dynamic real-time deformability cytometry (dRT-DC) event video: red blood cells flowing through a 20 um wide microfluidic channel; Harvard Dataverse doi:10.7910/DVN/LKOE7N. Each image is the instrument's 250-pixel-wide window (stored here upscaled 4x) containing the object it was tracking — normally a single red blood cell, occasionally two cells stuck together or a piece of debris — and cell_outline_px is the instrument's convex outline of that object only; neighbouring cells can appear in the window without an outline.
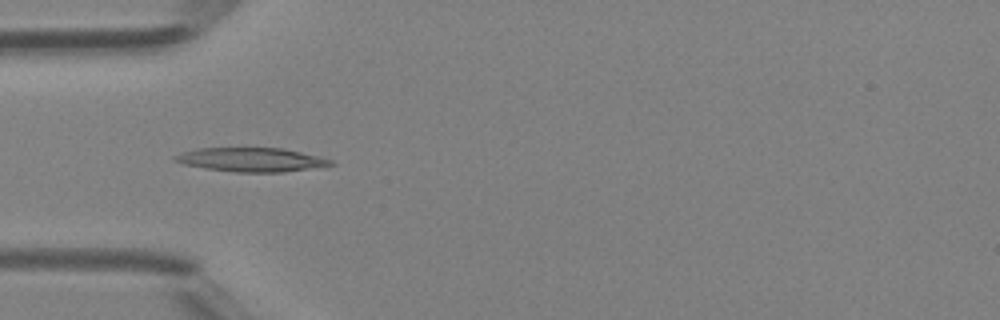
{"species": "Egyptian fruit bat (a non-hibernating species)", "species_latin": "Rousettus aegyptiacus", "temperature_condition": "room temperature", "stored_images_in_passage": 33, "camera_frame_rate_fps": 3000, "um_per_image_px": 0.085, "animal": {"sex": "female"}, "frame": {"image": 1, "passage_image": 1, "time_ms": 0.0, "image_size_px": [1000, 320], "cell_outline_px": [[336, 164], [284, 172], [236, 172], [204, 168], [184, 164], [172, 160], [172, 156], [196, 148], [280, 148], [300, 152], [332, 160]], "centroid_in_image_um": [21.31, 13.57], "position_along_channel_um": 63.7, "area_um2": 21.5}}
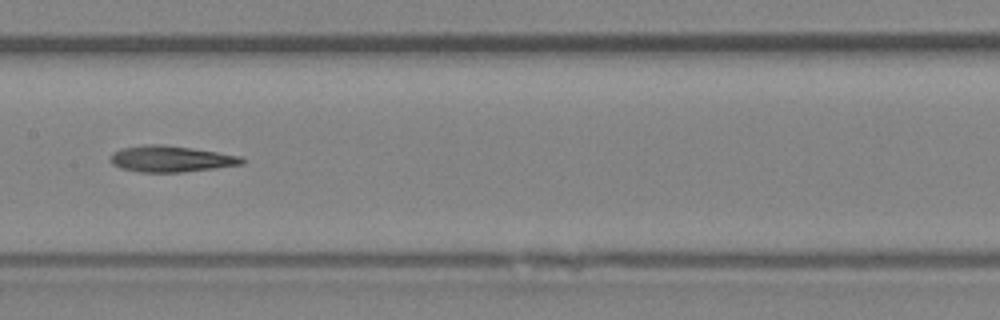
{"frame": {"image": 2, "passage_image": 10, "time_ms": 3.0, "image_size_px": [1000, 320], "cell_outline_px": [[244, 164], [216, 168], [180, 172], [140, 172], [120, 168], [112, 164], [108, 160], [112, 152], [120, 148], [144, 144], [160, 144], [192, 148], [240, 156], [244, 160]], "centroid_in_image_um": [14.46, 13.5], "position_along_channel_um": 192.9, "area_um2": 20.17}}
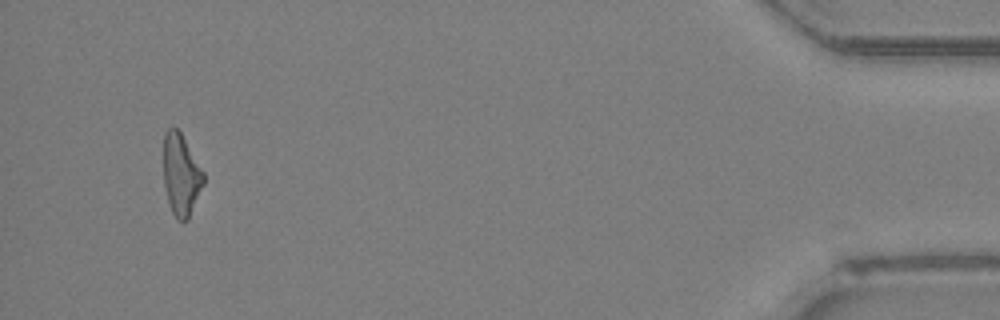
{"frame": {"image": 3, "passage_image": 31, "time_ms": 10.0, "image_size_px": [1000, 320], "cell_outline_px": [[204, 184], [188, 220], [176, 220], [172, 212], [168, 200], [164, 184], [164, 132], [168, 128], [176, 128], [180, 132], [204, 172]], "centroid_in_image_um": [15.39, 14.87], "position_along_channel_um": 419.8, "area_um2": 18.9}}